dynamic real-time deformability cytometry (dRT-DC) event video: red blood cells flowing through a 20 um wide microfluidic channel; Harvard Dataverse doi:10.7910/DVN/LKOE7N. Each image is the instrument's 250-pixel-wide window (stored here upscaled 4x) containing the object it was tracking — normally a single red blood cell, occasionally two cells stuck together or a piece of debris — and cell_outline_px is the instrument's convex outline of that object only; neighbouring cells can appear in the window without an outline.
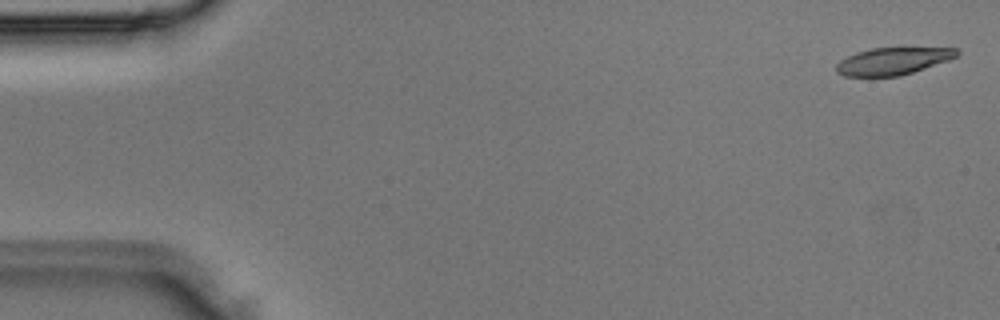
{"species": "Egyptian fruit bat (a non-hibernating species)", "species_latin": "Rousettus aegyptiacus", "temperature_condition": "room temperature", "stored_images_in_passage": 4, "camera_frame_rate_fps": 3000, "um_per_image_px": 0.085, "animal": {"sex": "male"}, "frame": {"image": 1, "passage_image": 1, "time_ms": 0.0, "image_size_px": [1000, 320], "cell_outline_px": [[960, 52], [956, 56], [948, 60], [900, 76], [844, 76], [836, 72], [836, 64], [840, 60], [856, 52], [872, 48], [956, 48]], "centroid_in_image_um": [75.86, 5.19], "position_along_channel_um": 9.1, "area_um2": 18.9}}